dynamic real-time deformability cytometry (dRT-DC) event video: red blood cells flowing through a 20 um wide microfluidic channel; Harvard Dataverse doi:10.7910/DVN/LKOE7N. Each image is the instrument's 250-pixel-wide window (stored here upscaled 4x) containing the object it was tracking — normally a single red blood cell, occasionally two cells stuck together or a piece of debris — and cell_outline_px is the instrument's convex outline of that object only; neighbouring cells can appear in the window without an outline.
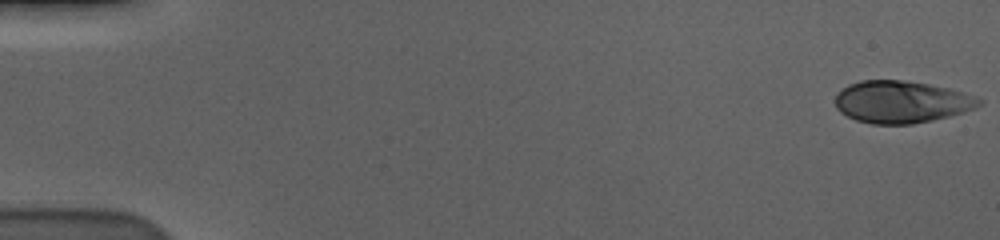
{"species": "human", "species_latin": "Homo sapiens", "temperature_condition": "cold", "stored_images_in_passage": 46, "camera_frame_rate_fps": 3000, "um_per_image_px": 0.085, "donor": {"sex": "male"}, "frame": {"image": 1, "passage_image": 1, "time_ms": 0.0, "image_size_px": [1000, 240], "cell_outline_px": [[984, 104], [976, 108], [964, 112], [932, 120], [912, 124], [872, 124], [856, 120], [840, 112], [836, 108], [836, 96], [848, 84], [860, 80], [904, 80], [928, 84], [948, 88], [984, 100]], "centroid_in_image_um": [76.63, 8.66], "position_along_channel_um": 8.4, "area_um2": 35.2}}
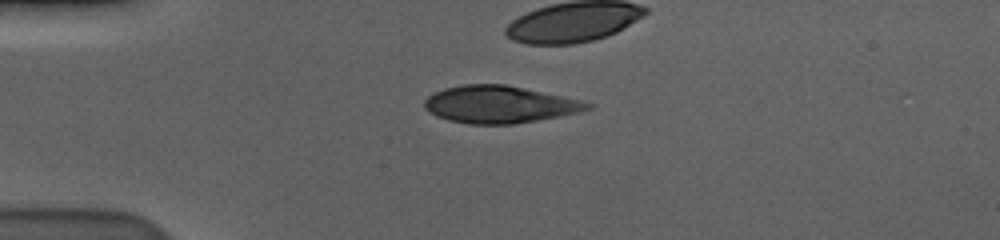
{"frame": {"image": 2, "passage_image": 15, "time_ms": 4.667, "image_size_px": [1000, 240], "cell_outline_px": [[592, 108], [580, 112], [536, 120], [512, 124], [468, 124], [448, 120], [436, 116], [428, 112], [424, 108], [424, 100], [432, 92], [444, 88], [464, 84], [504, 84], [580, 100], [592, 104]], "centroid_in_image_um": [42.39, 8.88], "position_along_channel_um": 42.6, "area_um2": 35.2}}
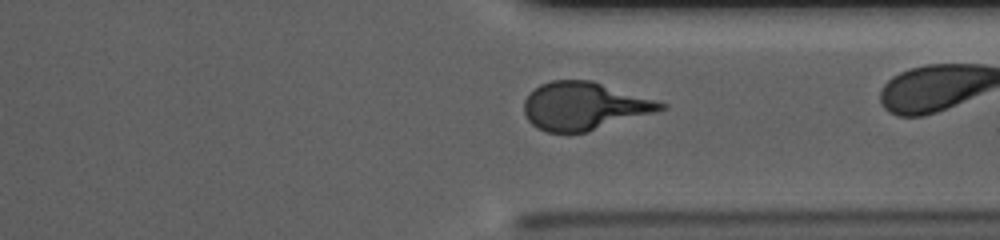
{"frame": {"image": 3, "passage_image": 44, "time_ms": 14.333, "image_size_px": [1000, 240], "cell_outline_px": [[668, 108], [656, 112], [588, 132], [548, 132], [536, 128], [528, 120], [524, 112], [524, 100], [540, 84], [552, 80], [592, 80], [668, 104]], "centroid_in_image_um": [49.67, 9.02], "position_along_channel_um": 361.7, "area_um2": 38.03}}